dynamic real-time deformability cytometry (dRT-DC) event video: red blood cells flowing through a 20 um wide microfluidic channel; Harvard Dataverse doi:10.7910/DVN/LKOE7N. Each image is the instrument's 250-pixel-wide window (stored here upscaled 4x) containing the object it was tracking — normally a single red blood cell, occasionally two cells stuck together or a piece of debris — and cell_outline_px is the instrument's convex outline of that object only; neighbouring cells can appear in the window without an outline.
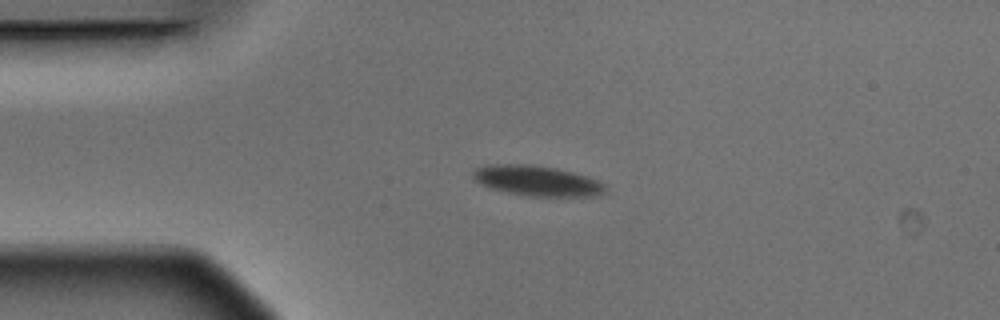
{"species": "Egyptian fruit bat (a non-hibernating species)", "species_latin": "Rousettus aegyptiacus", "temperature_condition": "warm", "stored_images_in_passage": 2, "camera_frame_rate_fps": 3000, "um_per_image_px": 0.085, "animal": {"sex": "male"}, "frame": {"image": 1, "passage_image": 1, "time_ms": 0.0, "image_size_px": [1000, 320], "cell_outline_px": [[608, 188], [600, 196], [528, 196], [488, 188], [472, 180], [472, 172], [476, 168], [488, 164], [528, 164], [556, 168], [588, 176], [604, 184]], "centroid_in_image_um": [45.62, 15.36], "position_along_channel_um": 39.4, "area_um2": 23.58}}